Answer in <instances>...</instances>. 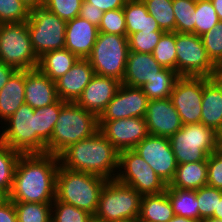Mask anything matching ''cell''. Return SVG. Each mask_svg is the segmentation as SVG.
<instances>
[{"instance_id": "9c48e42d", "label": "cell", "mask_w": 222, "mask_h": 222, "mask_svg": "<svg viewBox=\"0 0 222 222\" xmlns=\"http://www.w3.org/2000/svg\"><path fill=\"white\" fill-rule=\"evenodd\" d=\"M27 22L0 24V61L17 70L37 68Z\"/></svg>"}, {"instance_id": "5b68a950", "label": "cell", "mask_w": 222, "mask_h": 222, "mask_svg": "<svg viewBox=\"0 0 222 222\" xmlns=\"http://www.w3.org/2000/svg\"><path fill=\"white\" fill-rule=\"evenodd\" d=\"M169 141L177 165L207 161L220 148L218 133L202 123L183 125Z\"/></svg>"}, {"instance_id": "7c38bea8", "label": "cell", "mask_w": 222, "mask_h": 222, "mask_svg": "<svg viewBox=\"0 0 222 222\" xmlns=\"http://www.w3.org/2000/svg\"><path fill=\"white\" fill-rule=\"evenodd\" d=\"M176 72L180 76L214 77L216 65L208 57L202 38L176 32Z\"/></svg>"}, {"instance_id": "2e32d148", "label": "cell", "mask_w": 222, "mask_h": 222, "mask_svg": "<svg viewBox=\"0 0 222 222\" xmlns=\"http://www.w3.org/2000/svg\"><path fill=\"white\" fill-rule=\"evenodd\" d=\"M149 99L141 88L121 84L99 120L145 117Z\"/></svg>"}, {"instance_id": "11a10c76", "label": "cell", "mask_w": 222, "mask_h": 222, "mask_svg": "<svg viewBox=\"0 0 222 222\" xmlns=\"http://www.w3.org/2000/svg\"><path fill=\"white\" fill-rule=\"evenodd\" d=\"M9 199V195L0 188V205L6 202Z\"/></svg>"}, {"instance_id": "44dd1931", "label": "cell", "mask_w": 222, "mask_h": 222, "mask_svg": "<svg viewBox=\"0 0 222 222\" xmlns=\"http://www.w3.org/2000/svg\"><path fill=\"white\" fill-rule=\"evenodd\" d=\"M55 82L38 68L25 70V103L42 108L58 100Z\"/></svg>"}, {"instance_id": "680465c9", "label": "cell", "mask_w": 222, "mask_h": 222, "mask_svg": "<svg viewBox=\"0 0 222 222\" xmlns=\"http://www.w3.org/2000/svg\"><path fill=\"white\" fill-rule=\"evenodd\" d=\"M218 140H219L220 148H222V129H221V131L218 133Z\"/></svg>"}, {"instance_id": "e575fe53", "label": "cell", "mask_w": 222, "mask_h": 222, "mask_svg": "<svg viewBox=\"0 0 222 222\" xmlns=\"http://www.w3.org/2000/svg\"><path fill=\"white\" fill-rule=\"evenodd\" d=\"M31 6L27 0H0V24L27 22Z\"/></svg>"}, {"instance_id": "8d00e7d4", "label": "cell", "mask_w": 222, "mask_h": 222, "mask_svg": "<svg viewBox=\"0 0 222 222\" xmlns=\"http://www.w3.org/2000/svg\"><path fill=\"white\" fill-rule=\"evenodd\" d=\"M173 11L175 15V32L194 33L196 1L173 0Z\"/></svg>"}, {"instance_id": "1f68e13d", "label": "cell", "mask_w": 222, "mask_h": 222, "mask_svg": "<svg viewBox=\"0 0 222 222\" xmlns=\"http://www.w3.org/2000/svg\"><path fill=\"white\" fill-rule=\"evenodd\" d=\"M20 153L0 140V188L8 195L11 192L14 173Z\"/></svg>"}, {"instance_id": "74e56055", "label": "cell", "mask_w": 222, "mask_h": 222, "mask_svg": "<svg viewBox=\"0 0 222 222\" xmlns=\"http://www.w3.org/2000/svg\"><path fill=\"white\" fill-rule=\"evenodd\" d=\"M220 21L210 0L196 2L194 14V34L202 36Z\"/></svg>"}, {"instance_id": "cb8c5ba5", "label": "cell", "mask_w": 222, "mask_h": 222, "mask_svg": "<svg viewBox=\"0 0 222 222\" xmlns=\"http://www.w3.org/2000/svg\"><path fill=\"white\" fill-rule=\"evenodd\" d=\"M25 103V70H17L0 90V122Z\"/></svg>"}, {"instance_id": "836d02e7", "label": "cell", "mask_w": 222, "mask_h": 222, "mask_svg": "<svg viewBox=\"0 0 222 222\" xmlns=\"http://www.w3.org/2000/svg\"><path fill=\"white\" fill-rule=\"evenodd\" d=\"M17 222H51L52 203L13 202Z\"/></svg>"}, {"instance_id": "ab89813d", "label": "cell", "mask_w": 222, "mask_h": 222, "mask_svg": "<svg viewBox=\"0 0 222 222\" xmlns=\"http://www.w3.org/2000/svg\"><path fill=\"white\" fill-rule=\"evenodd\" d=\"M222 197V190L205 185L196 190V199L200 221L205 218L213 217L214 211L218 206V199Z\"/></svg>"}, {"instance_id": "f546056e", "label": "cell", "mask_w": 222, "mask_h": 222, "mask_svg": "<svg viewBox=\"0 0 222 222\" xmlns=\"http://www.w3.org/2000/svg\"><path fill=\"white\" fill-rule=\"evenodd\" d=\"M175 215L200 221L196 190L167 187L165 191Z\"/></svg>"}, {"instance_id": "e0dca14e", "label": "cell", "mask_w": 222, "mask_h": 222, "mask_svg": "<svg viewBox=\"0 0 222 222\" xmlns=\"http://www.w3.org/2000/svg\"><path fill=\"white\" fill-rule=\"evenodd\" d=\"M149 135L171 137L183 126L170 98L149 100L145 115Z\"/></svg>"}, {"instance_id": "f907efd6", "label": "cell", "mask_w": 222, "mask_h": 222, "mask_svg": "<svg viewBox=\"0 0 222 222\" xmlns=\"http://www.w3.org/2000/svg\"><path fill=\"white\" fill-rule=\"evenodd\" d=\"M220 21H222V0H210Z\"/></svg>"}, {"instance_id": "ba28073f", "label": "cell", "mask_w": 222, "mask_h": 222, "mask_svg": "<svg viewBox=\"0 0 222 222\" xmlns=\"http://www.w3.org/2000/svg\"><path fill=\"white\" fill-rule=\"evenodd\" d=\"M67 21L41 4L31 6L27 27L33 50L39 58L52 50L65 48Z\"/></svg>"}, {"instance_id": "9f6ffc18", "label": "cell", "mask_w": 222, "mask_h": 222, "mask_svg": "<svg viewBox=\"0 0 222 222\" xmlns=\"http://www.w3.org/2000/svg\"><path fill=\"white\" fill-rule=\"evenodd\" d=\"M114 222H140V220L137 218H127V219H121L119 221H114Z\"/></svg>"}, {"instance_id": "7bdbcfd3", "label": "cell", "mask_w": 222, "mask_h": 222, "mask_svg": "<svg viewBox=\"0 0 222 222\" xmlns=\"http://www.w3.org/2000/svg\"><path fill=\"white\" fill-rule=\"evenodd\" d=\"M208 57L217 65L222 60V21L201 36Z\"/></svg>"}, {"instance_id": "f5cc1de1", "label": "cell", "mask_w": 222, "mask_h": 222, "mask_svg": "<svg viewBox=\"0 0 222 222\" xmlns=\"http://www.w3.org/2000/svg\"><path fill=\"white\" fill-rule=\"evenodd\" d=\"M214 78L222 84V60L216 65Z\"/></svg>"}, {"instance_id": "f1b7e54d", "label": "cell", "mask_w": 222, "mask_h": 222, "mask_svg": "<svg viewBox=\"0 0 222 222\" xmlns=\"http://www.w3.org/2000/svg\"><path fill=\"white\" fill-rule=\"evenodd\" d=\"M64 103L65 101L58 99L51 105L34 109L36 133L38 134V154L46 153V145L50 142L55 122Z\"/></svg>"}, {"instance_id": "d590c367", "label": "cell", "mask_w": 222, "mask_h": 222, "mask_svg": "<svg viewBox=\"0 0 222 222\" xmlns=\"http://www.w3.org/2000/svg\"><path fill=\"white\" fill-rule=\"evenodd\" d=\"M176 32H164L152 55L163 68L176 71Z\"/></svg>"}, {"instance_id": "d6a6232c", "label": "cell", "mask_w": 222, "mask_h": 222, "mask_svg": "<svg viewBox=\"0 0 222 222\" xmlns=\"http://www.w3.org/2000/svg\"><path fill=\"white\" fill-rule=\"evenodd\" d=\"M148 13L158 23L160 30L175 32V15L173 0H142Z\"/></svg>"}, {"instance_id": "8992f818", "label": "cell", "mask_w": 222, "mask_h": 222, "mask_svg": "<svg viewBox=\"0 0 222 222\" xmlns=\"http://www.w3.org/2000/svg\"><path fill=\"white\" fill-rule=\"evenodd\" d=\"M142 195L134 188L118 182L107 180L101 190L94 220L114 222L121 219L137 218L140 212Z\"/></svg>"}, {"instance_id": "d4e9b609", "label": "cell", "mask_w": 222, "mask_h": 222, "mask_svg": "<svg viewBox=\"0 0 222 222\" xmlns=\"http://www.w3.org/2000/svg\"><path fill=\"white\" fill-rule=\"evenodd\" d=\"M126 22V36L136 32H164L148 13L142 0H127L123 7Z\"/></svg>"}, {"instance_id": "3957f363", "label": "cell", "mask_w": 222, "mask_h": 222, "mask_svg": "<svg viewBox=\"0 0 222 222\" xmlns=\"http://www.w3.org/2000/svg\"><path fill=\"white\" fill-rule=\"evenodd\" d=\"M99 130V118L76 102H65L60 110L46 153L58 156L72 144Z\"/></svg>"}, {"instance_id": "d6986e66", "label": "cell", "mask_w": 222, "mask_h": 222, "mask_svg": "<svg viewBox=\"0 0 222 222\" xmlns=\"http://www.w3.org/2000/svg\"><path fill=\"white\" fill-rule=\"evenodd\" d=\"M99 34L98 27L77 16L67 21L65 48L79 59H87Z\"/></svg>"}, {"instance_id": "30bf717a", "label": "cell", "mask_w": 222, "mask_h": 222, "mask_svg": "<svg viewBox=\"0 0 222 222\" xmlns=\"http://www.w3.org/2000/svg\"><path fill=\"white\" fill-rule=\"evenodd\" d=\"M118 182L134 188L141 195L160 194L167 184L133 149L119 152Z\"/></svg>"}, {"instance_id": "bcb514c9", "label": "cell", "mask_w": 222, "mask_h": 222, "mask_svg": "<svg viewBox=\"0 0 222 222\" xmlns=\"http://www.w3.org/2000/svg\"><path fill=\"white\" fill-rule=\"evenodd\" d=\"M103 15L104 12H102L100 9L92 6V4H89L86 1H83L79 17L87 20L88 22L98 27L100 25Z\"/></svg>"}, {"instance_id": "277c9868", "label": "cell", "mask_w": 222, "mask_h": 222, "mask_svg": "<svg viewBox=\"0 0 222 222\" xmlns=\"http://www.w3.org/2000/svg\"><path fill=\"white\" fill-rule=\"evenodd\" d=\"M107 179L59 165L56 176V199L83 209L94 216Z\"/></svg>"}, {"instance_id": "c3c4849f", "label": "cell", "mask_w": 222, "mask_h": 222, "mask_svg": "<svg viewBox=\"0 0 222 222\" xmlns=\"http://www.w3.org/2000/svg\"><path fill=\"white\" fill-rule=\"evenodd\" d=\"M0 222H17L15 206L10 199L0 205Z\"/></svg>"}, {"instance_id": "ee69618b", "label": "cell", "mask_w": 222, "mask_h": 222, "mask_svg": "<svg viewBox=\"0 0 222 222\" xmlns=\"http://www.w3.org/2000/svg\"><path fill=\"white\" fill-rule=\"evenodd\" d=\"M164 32H136L128 36L129 50L152 54Z\"/></svg>"}, {"instance_id": "603a6c76", "label": "cell", "mask_w": 222, "mask_h": 222, "mask_svg": "<svg viewBox=\"0 0 222 222\" xmlns=\"http://www.w3.org/2000/svg\"><path fill=\"white\" fill-rule=\"evenodd\" d=\"M200 123L217 133L222 129V84L214 77H204Z\"/></svg>"}, {"instance_id": "816d5d0a", "label": "cell", "mask_w": 222, "mask_h": 222, "mask_svg": "<svg viewBox=\"0 0 222 222\" xmlns=\"http://www.w3.org/2000/svg\"><path fill=\"white\" fill-rule=\"evenodd\" d=\"M213 218L222 220V197L218 199V206L214 211Z\"/></svg>"}, {"instance_id": "52a82bcc", "label": "cell", "mask_w": 222, "mask_h": 222, "mask_svg": "<svg viewBox=\"0 0 222 222\" xmlns=\"http://www.w3.org/2000/svg\"><path fill=\"white\" fill-rule=\"evenodd\" d=\"M129 51L127 36L99 33L87 60L95 74L122 82Z\"/></svg>"}, {"instance_id": "7dc6e473", "label": "cell", "mask_w": 222, "mask_h": 222, "mask_svg": "<svg viewBox=\"0 0 222 222\" xmlns=\"http://www.w3.org/2000/svg\"><path fill=\"white\" fill-rule=\"evenodd\" d=\"M102 12L123 8L127 0H84Z\"/></svg>"}, {"instance_id": "5bb4252c", "label": "cell", "mask_w": 222, "mask_h": 222, "mask_svg": "<svg viewBox=\"0 0 222 222\" xmlns=\"http://www.w3.org/2000/svg\"><path fill=\"white\" fill-rule=\"evenodd\" d=\"M133 150L137 152L168 185L177 169L168 137L146 136Z\"/></svg>"}, {"instance_id": "f35d334b", "label": "cell", "mask_w": 222, "mask_h": 222, "mask_svg": "<svg viewBox=\"0 0 222 222\" xmlns=\"http://www.w3.org/2000/svg\"><path fill=\"white\" fill-rule=\"evenodd\" d=\"M94 216L71 204L58 201L52 202L51 222H93Z\"/></svg>"}, {"instance_id": "9a60e30c", "label": "cell", "mask_w": 222, "mask_h": 222, "mask_svg": "<svg viewBox=\"0 0 222 222\" xmlns=\"http://www.w3.org/2000/svg\"><path fill=\"white\" fill-rule=\"evenodd\" d=\"M99 131L118 152L133 149L149 135L145 117L99 120Z\"/></svg>"}, {"instance_id": "7402d4cb", "label": "cell", "mask_w": 222, "mask_h": 222, "mask_svg": "<svg viewBox=\"0 0 222 222\" xmlns=\"http://www.w3.org/2000/svg\"><path fill=\"white\" fill-rule=\"evenodd\" d=\"M162 69L152 54L129 51L122 84L141 88Z\"/></svg>"}, {"instance_id": "60d3db41", "label": "cell", "mask_w": 222, "mask_h": 222, "mask_svg": "<svg viewBox=\"0 0 222 222\" xmlns=\"http://www.w3.org/2000/svg\"><path fill=\"white\" fill-rule=\"evenodd\" d=\"M84 0H40V3L48 11L54 13L65 21L79 16Z\"/></svg>"}, {"instance_id": "b9f144b4", "label": "cell", "mask_w": 222, "mask_h": 222, "mask_svg": "<svg viewBox=\"0 0 222 222\" xmlns=\"http://www.w3.org/2000/svg\"><path fill=\"white\" fill-rule=\"evenodd\" d=\"M98 30L99 33L126 36V22L123 8L104 12Z\"/></svg>"}, {"instance_id": "4fadbf2b", "label": "cell", "mask_w": 222, "mask_h": 222, "mask_svg": "<svg viewBox=\"0 0 222 222\" xmlns=\"http://www.w3.org/2000/svg\"><path fill=\"white\" fill-rule=\"evenodd\" d=\"M204 77L180 76L170 94L182 124L200 123Z\"/></svg>"}, {"instance_id": "ffe728a7", "label": "cell", "mask_w": 222, "mask_h": 222, "mask_svg": "<svg viewBox=\"0 0 222 222\" xmlns=\"http://www.w3.org/2000/svg\"><path fill=\"white\" fill-rule=\"evenodd\" d=\"M95 72L87 59H78L72 68L55 81L57 95L65 102H76Z\"/></svg>"}, {"instance_id": "8fae6325", "label": "cell", "mask_w": 222, "mask_h": 222, "mask_svg": "<svg viewBox=\"0 0 222 222\" xmlns=\"http://www.w3.org/2000/svg\"><path fill=\"white\" fill-rule=\"evenodd\" d=\"M0 124V140L5 144L20 154H38L34 108L23 103L12 116Z\"/></svg>"}, {"instance_id": "681fc988", "label": "cell", "mask_w": 222, "mask_h": 222, "mask_svg": "<svg viewBox=\"0 0 222 222\" xmlns=\"http://www.w3.org/2000/svg\"><path fill=\"white\" fill-rule=\"evenodd\" d=\"M17 71L16 68L4 64L0 61V90L9 81L11 76Z\"/></svg>"}, {"instance_id": "6f0895ef", "label": "cell", "mask_w": 222, "mask_h": 222, "mask_svg": "<svg viewBox=\"0 0 222 222\" xmlns=\"http://www.w3.org/2000/svg\"><path fill=\"white\" fill-rule=\"evenodd\" d=\"M200 222H222V220L211 217L202 219Z\"/></svg>"}, {"instance_id": "7a4b0ae2", "label": "cell", "mask_w": 222, "mask_h": 222, "mask_svg": "<svg viewBox=\"0 0 222 222\" xmlns=\"http://www.w3.org/2000/svg\"><path fill=\"white\" fill-rule=\"evenodd\" d=\"M58 158L63 168L91 173L107 180L117 176L119 152L99 130L67 147Z\"/></svg>"}, {"instance_id": "db71d44e", "label": "cell", "mask_w": 222, "mask_h": 222, "mask_svg": "<svg viewBox=\"0 0 222 222\" xmlns=\"http://www.w3.org/2000/svg\"><path fill=\"white\" fill-rule=\"evenodd\" d=\"M169 222H200L183 216L175 215Z\"/></svg>"}, {"instance_id": "4dcf8cb0", "label": "cell", "mask_w": 222, "mask_h": 222, "mask_svg": "<svg viewBox=\"0 0 222 222\" xmlns=\"http://www.w3.org/2000/svg\"><path fill=\"white\" fill-rule=\"evenodd\" d=\"M180 75L173 69L163 68L157 76L145 83L141 89L149 100L170 98Z\"/></svg>"}, {"instance_id": "4316f807", "label": "cell", "mask_w": 222, "mask_h": 222, "mask_svg": "<svg viewBox=\"0 0 222 222\" xmlns=\"http://www.w3.org/2000/svg\"><path fill=\"white\" fill-rule=\"evenodd\" d=\"M207 185V161L177 165L174 177L167 187L197 190Z\"/></svg>"}, {"instance_id": "484cf974", "label": "cell", "mask_w": 222, "mask_h": 222, "mask_svg": "<svg viewBox=\"0 0 222 222\" xmlns=\"http://www.w3.org/2000/svg\"><path fill=\"white\" fill-rule=\"evenodd\" d=\"M175 216L166 192L142 195L138 219L140 222H169Z\"/></svg>"}, {"instance_id": "6da1fadb", "label": "cell", "mask_w": 222, "mask_h": 222, "mask_svg": "<svg viewBox=\"0 0 222 222\" xmlns=\"http://www.w3.org/2000/svg\"><path fill=\"white\" fill-rule=\"evenodd\" d=\"M58 167L56 155L21 154L9 199L12 202L52 203L56 198Z\"/></svg>"}, {"instance_id": "ac0fdd59", "label": "cell", "mask_w": 222, "mask_h": 222, "mask_svg": "<svg viewBox=\"0 0 222 222\" xmlns=\"http://www.w3.org/2000/svg\"><path fill=\"white\" fill-rule=\"evenodd\" d=\"M121 84L115 78L95 74L76 103L99 118Z\"/></svg>"}, {"instance_id": "83f0119b", "label": "cell", "mask_w": 222, "mask_h": 222, "mask_svg": "<svg viewBox=\"0 0 222 222\" xmlns=\"http://www.w3.org/2000/svg\"><path fill=\"white\" fill-rule=\"evenodd\" d=\"M78 59L66 48L52 50L39 57L37 68L55 82L65 75Z\"/></svg>"}, {"instance_id": "f6af8a7d", "label": "cell", "mask_w": 222, "mask_h": 222, "mask_svg": "<svg viewBox=\"0 0 222 222\" xmlns=\"http://www.w3.org/2000/svg\"><path fill=\"white\" fill-rule=\"evenodd\" d=\"M207 185L222 190V148L208 156Z\"/></svg>"}, {"instance_id": "91938a15", "label": "cell", "mask_w": 222, "mask_h": 222, "mask_svg": "<svg viewBox=\"0 0 222 222\" xmlns=\"http://www.w3.org/2000/svg\"><path fill=\"white\" fill-rule=\"evenodd\" d=\"M32 6L34 4H39L40 3V0H27Z\"/></svg>"}]
</instances>
